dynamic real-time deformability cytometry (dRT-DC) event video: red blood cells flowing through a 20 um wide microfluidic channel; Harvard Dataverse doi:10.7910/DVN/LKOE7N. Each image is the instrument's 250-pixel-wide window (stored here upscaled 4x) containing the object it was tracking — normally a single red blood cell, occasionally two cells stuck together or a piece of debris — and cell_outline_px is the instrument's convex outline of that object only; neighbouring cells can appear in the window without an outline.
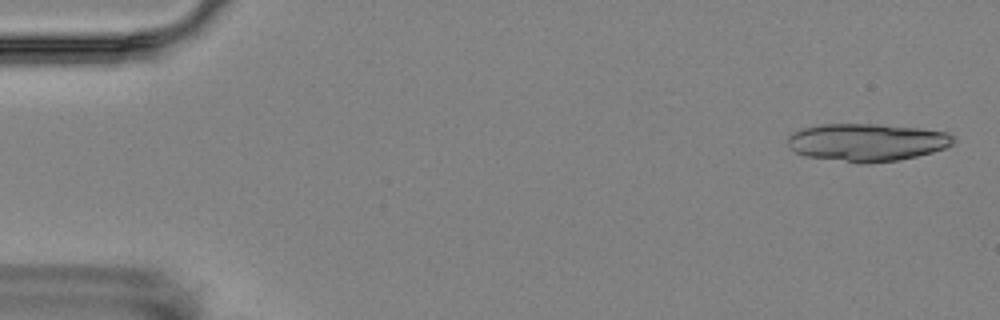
{"species": "Egyptian fruit bat (a non-hibernating species)", "species_latin": "Rousettus aegyptiacus", "temperature_condition": "room temperature", "stored_images_in_passage": 5, "camera_frame_rate_fps": 3000, "um_per_image_px": 0.085, "animal": {"sex": "female"}, "frame": {"image": 1, "passage_image": 1, "time_ms": 0.0, "image_size_px": [1000, 320], "cell_outline_px": [[956, 140], [952, 144], [944, 148], [932, 152], [916, 156], [896, 160], [868, 164], [860, 164], [804, 156], [796, 152], [788, 144], [788, 136], [792, 132], [800, 128], [820, 124], [880, 124], [920, 128], [948, 132], [956, 136]], "centroid_in_image_um": [73.69, 12.09], "position_along_channel_um": 11.3, "area_um2": 36.82}}